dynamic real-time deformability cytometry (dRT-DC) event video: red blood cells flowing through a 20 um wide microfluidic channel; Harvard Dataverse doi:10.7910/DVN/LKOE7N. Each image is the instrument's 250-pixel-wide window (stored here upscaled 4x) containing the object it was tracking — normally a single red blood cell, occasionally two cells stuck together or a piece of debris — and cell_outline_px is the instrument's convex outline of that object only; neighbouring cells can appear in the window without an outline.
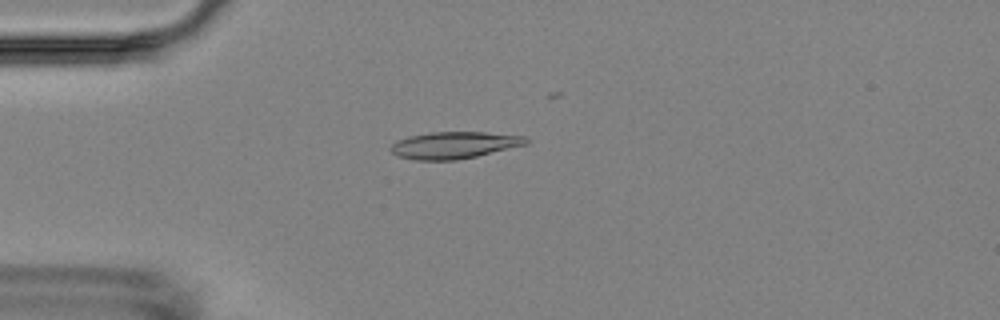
{"species": "Egyptian fruit bat (a non-hibernating species)", "species_latin": "Rousettus aegyptiacus", "temperature_condition": "room temperature", "stored_images_in_passage": 4, "camera_frame_rate_fps": 3000, "um_per_image_px": 0.085, "animal": {"sex": "female"}, "frame": {"image": 1, "passage_image": 2, "time_ms": 1.0, "image_size_px": [1000, 320], "cell_outline_px": [[528, 144], [476, 156], [456, 160], [416, 160], [396, 156], [388, 148], [396, 140], [408, 136], [432, 132], [484, 132], [528, 136]], "centroid_in_image_um": [38.59, 12.33], "position_along_channel_um": 46.4, "area_um2": 21.33}}
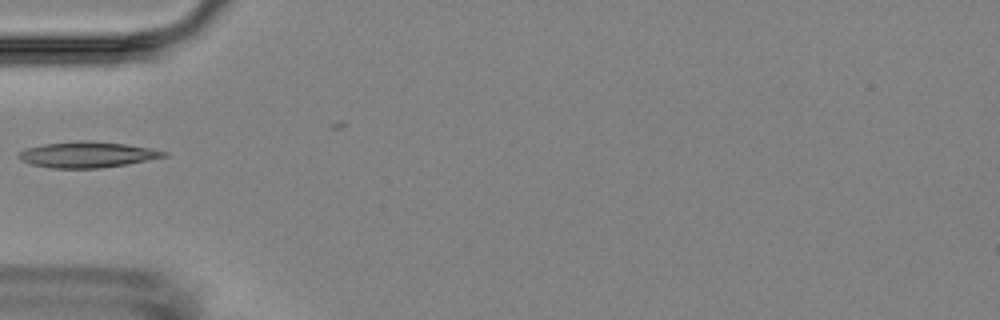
{"frame": {"image": 2, "passage_image": 3, "time_ms": 2.333, "image_size_px": [1000, 320], "cell_outline_px": [[168, 156], [128, 164], [100, 168], [48, 168], [32, 164], [20, 160], [16, 156], [24, 148], [44, 144], [80, 140], [88, 140], [124, 144], [148, 148], [168, 152]], "centroid_in_image_um": [7.38, 13.14], "position_along_channel_um": 77.6, "area_um2": 21.91}}